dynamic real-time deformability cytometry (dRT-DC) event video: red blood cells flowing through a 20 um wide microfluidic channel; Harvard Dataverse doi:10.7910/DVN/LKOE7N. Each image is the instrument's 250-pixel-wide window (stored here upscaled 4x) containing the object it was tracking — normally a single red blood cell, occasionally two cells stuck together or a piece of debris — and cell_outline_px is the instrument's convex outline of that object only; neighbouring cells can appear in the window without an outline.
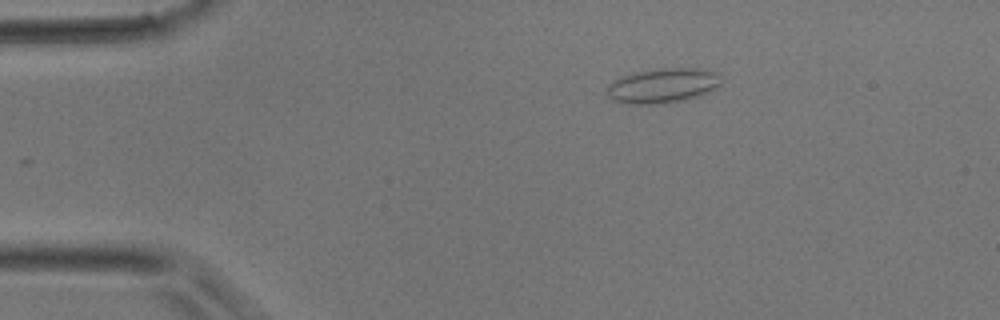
{"species": "common noctule bat (a hibernating species)", "species_latin": "Nyctalus noctula", "temperature_condition": "room temperature", "stored_images_in_passage": 3, "camera_frame_rate_fps": 3000, "um_per_image_px": 0.085, "animal": {"sex": "male", "body_mass_g": 17.9}, "frame": {"image": 1, "passage_image": 2, "time_ms": 1.0, "image_size_px": [1000, 320], "cell_outline_px": [[720, 84], [716, 88], [708, 92], [684, 100], [664, 104], [628, 104], [612, 100], [608, 96], [608, 84], [620, 76], [632, 72], [660, 68], [700, 68], [716, 72], [720, 76]], "centroid_in_image_um": [56.31, 7.27], "position_along_channel_um": 28.7, "area_um2": 23.35}}